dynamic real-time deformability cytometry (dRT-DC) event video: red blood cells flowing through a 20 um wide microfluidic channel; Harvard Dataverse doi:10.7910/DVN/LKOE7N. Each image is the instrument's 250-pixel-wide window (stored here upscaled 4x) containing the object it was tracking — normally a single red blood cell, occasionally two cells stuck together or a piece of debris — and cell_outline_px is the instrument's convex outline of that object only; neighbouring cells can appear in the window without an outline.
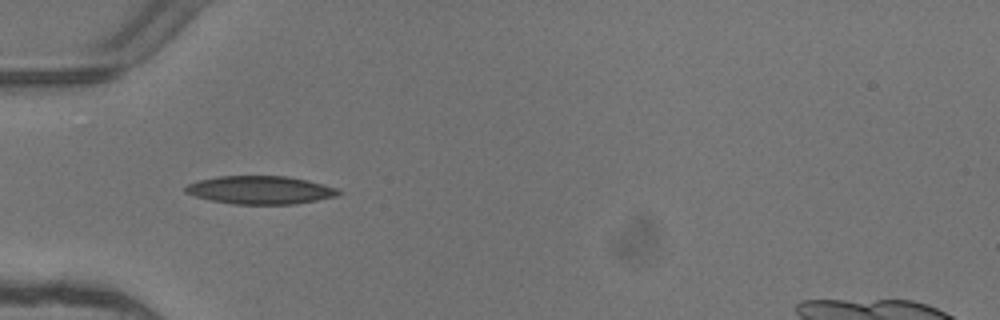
{"species": "common noctule bat (a hibernating species)", "species_latin": "Nyctalus noctula", "temperature_condition": "warm", "stored_images_in_passage": 5, "camera_frame_rate_fps": 3000, "um_per_image_px": 0.085, "animal": {"sex": "female"}, "frame": {"image": 1, "passage_image": 3, "time_ms": 0.667, "image_size_px": [1000, 320], "cell_outline_px": [[340, 192], [336, 196], [296, 204], [236, 204], [208, 200], [184, 192], [184, 188], [188, 184], [196, 180], [220, 176], [288, 176], [308, 180], [340, 188]], "centroid_in_image_um": [22.12, 16.14], "position_along_channel_um": 62.9, "area_um2": 25.2}}
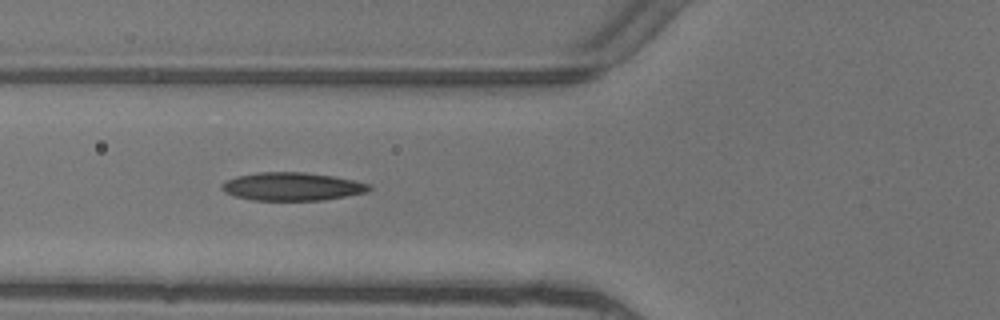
{"frame": {"image": 2, "passage_image": 4, "time_ms": 1.0, "image_size_px": [1000, 320], "cell_outline_px": [[372, 188], [368, 192], [324, 200], [252, 200], [236, 196], [224, 192], [220, 188], [220, 184], [236, 176], [256, 172], [304, 172], [332, 176], [356, 180], [368, 184]], "centroid_in_image_um": [24.82, 15.85], "position_along_channel_um": 101.0, "area_um2": 24.22}}
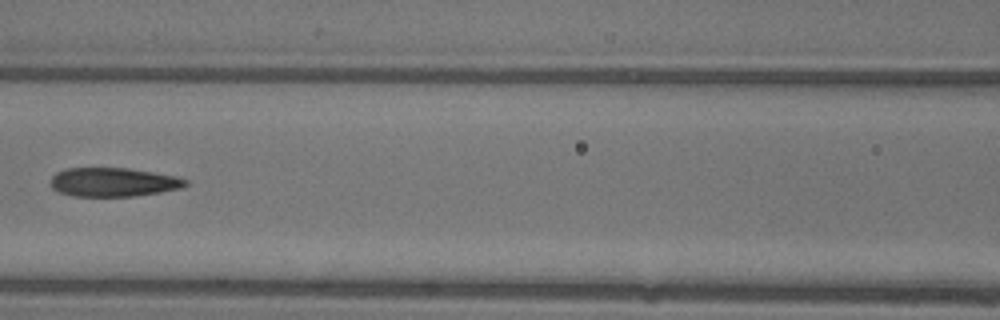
{"frame": {"image": 3, "passage_image": 5, "time_ms": 1.333, "image_size_px": [1000, 320], "cell_outline_px": [[188, 184], [184, 188], [160, 192], [132, 196], [72, 196], [60, 192], [52, 188], [52, 176], [56, 172], [68, 168], [128, 168], [180, 176], [188, 180]], "centroid_in_image_um": [9.7, 15.47], "position_along_channel_um": 156.9, "area_um2": 22.83}}